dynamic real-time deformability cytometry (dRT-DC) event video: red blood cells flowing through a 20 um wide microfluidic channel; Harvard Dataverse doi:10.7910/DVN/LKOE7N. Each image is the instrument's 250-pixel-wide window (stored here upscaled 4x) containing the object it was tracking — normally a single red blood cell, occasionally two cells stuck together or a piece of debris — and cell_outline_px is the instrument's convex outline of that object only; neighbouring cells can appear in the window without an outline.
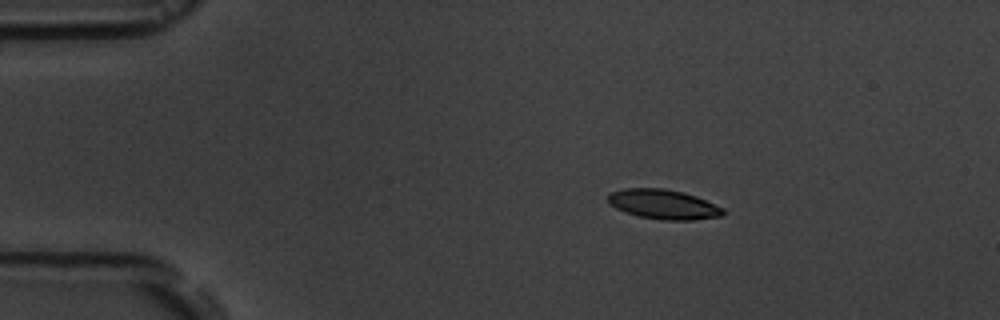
{"species": "common noctule bat (a hibernating species)", "species_latin": "Nyctalus noctula", "temperature_condition": "room temperature", "stored_images_in_passage": 3, "camera_frame_rate_fps": 3000, "um_per_image_px": 0.085, "animal": {"sex": "male", "body_mass_g": 19.5, "forearm_length_mm": 54.6}, "frame": {"image": 1, "passage_image": 1, "time_ms": 0.0, "image_size_px": [1000, 320], "cell_outline_px": [[724, 216], [692, 220], [660, 220], [640, 216], [616, 208], [608, 204], [608, 192], [624, 188], [664, 188], [696, 196], [724, 208]], "centroid_in_image_um": [56.38, 17.36], "position_along_channel_um": 28.6, "area_um2": 19.88}}